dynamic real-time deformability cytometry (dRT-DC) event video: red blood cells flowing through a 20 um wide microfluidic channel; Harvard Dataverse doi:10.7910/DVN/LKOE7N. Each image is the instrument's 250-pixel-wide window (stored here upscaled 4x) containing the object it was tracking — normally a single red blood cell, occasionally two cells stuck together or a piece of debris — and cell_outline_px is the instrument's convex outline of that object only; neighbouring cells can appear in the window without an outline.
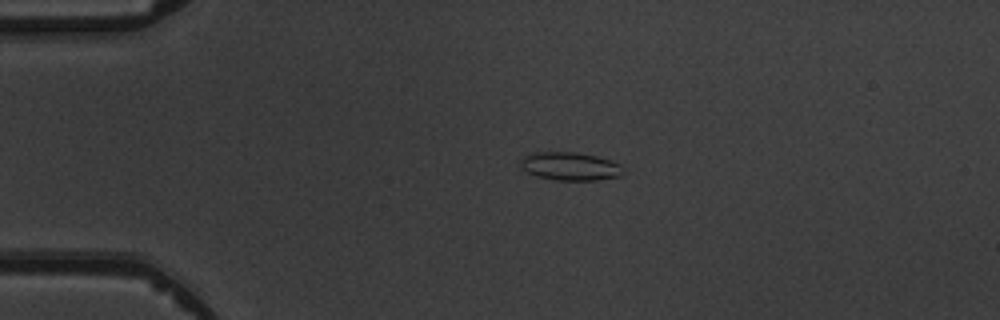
{"species": "common noctule bat (a hibernating species)", "species_latin": "Nyctalus noctula", "temperature_condition": "warm", "stored_images_in_passage": 4, "camera_frame_rate_fps": 3000, "um_per_image_px": 0.085, "animal": {"sex": "male", "body_mass_g": 19.5, "forearm_length_mm": 54.6}, "frame": {"image": 1, "passage_image": 3, "time_ms": 2.333, "image_size_px": [1000, 320], "cell_outline_px": [[624, 172], [620, 176], [596, 180], [556, 180], [536, 176], [528, 172], [520, 164], [520, 160], [524, 156], [532, 152], [576, 152], [596, 156], [620, 164]], "centroid_in_image_um": [48.45, 14.13], "position_along_channel_um": 36.5, "area_um2": 16.76}}